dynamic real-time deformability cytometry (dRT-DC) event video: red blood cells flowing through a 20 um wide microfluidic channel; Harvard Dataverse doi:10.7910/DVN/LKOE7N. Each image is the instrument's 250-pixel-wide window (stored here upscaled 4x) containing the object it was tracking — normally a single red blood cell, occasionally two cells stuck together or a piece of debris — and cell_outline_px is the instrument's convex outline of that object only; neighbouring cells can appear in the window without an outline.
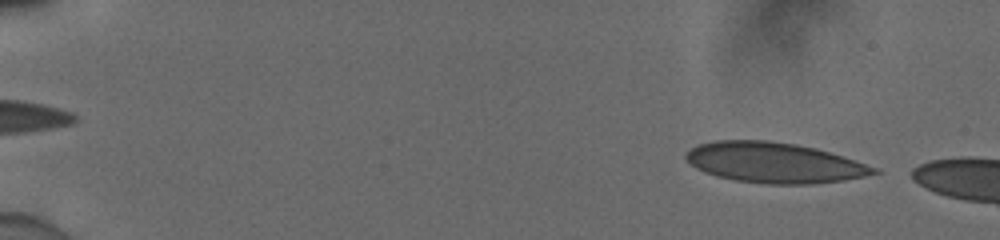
{"species": "human", "species_latin": "Homo sapiens", "temperature_condition": "cold", "stored_images_in_passage": 16, "camera_frame_rate_fps": 3000, "um_per_image_px": 0.085, "donor": {"sex": "male"}, "frame": {"image": 1, "passage_image": 4, "time_ms": 1.0, "image_size_px": [1000, 240], "cell_outline_px": [[880, 172], [864, 176], [844, 180], [808, 184], [768, 184], [736, 180], [716, 176], [704, 172], [696, 168], [684, 156], [696, 144], [716, 140], [768, 140], [796, 144], [816, 148], [876, 168]], "centroid_in_image_um": [65.75, 13.82], "position_along_channel_um": 19.2, "area_um2": 43.75}}